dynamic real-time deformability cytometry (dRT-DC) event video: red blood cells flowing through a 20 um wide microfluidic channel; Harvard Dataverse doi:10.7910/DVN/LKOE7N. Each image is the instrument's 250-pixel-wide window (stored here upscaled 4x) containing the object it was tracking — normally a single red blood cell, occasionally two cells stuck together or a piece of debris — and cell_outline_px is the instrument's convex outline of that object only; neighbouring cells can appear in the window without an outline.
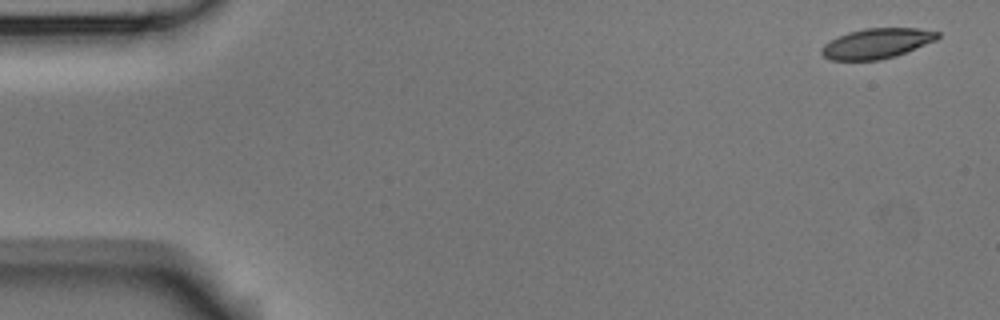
{"species": "Egyptian fruit bat (a non-hibernating species)", "species_latin": "Rousettus aegyptiacus", "temperature_condition": "room temperature", "stored_images_in_passage": 6, "camera_frame_rate_fps": 3000, "um_per_image_px": 0.085, "animal": {"sex": "male"}, "frame": {"image": 1, "passage_image": 1, "time_ms": 0.0, "image_size_px": [1000, 320], "cell_outline_px": [[940, 36], [936, 40], [896, 56], [880, 60], [832, 60], [824, 56], [820, 52], [820, 48], [824, 44], [848, 32], [864, 28], [916, 28], [940, 32]], "centroid_in_image_um": [74.53, 3.69], "position_along_channel_um": 10.5, "area_um2": 20.29}}
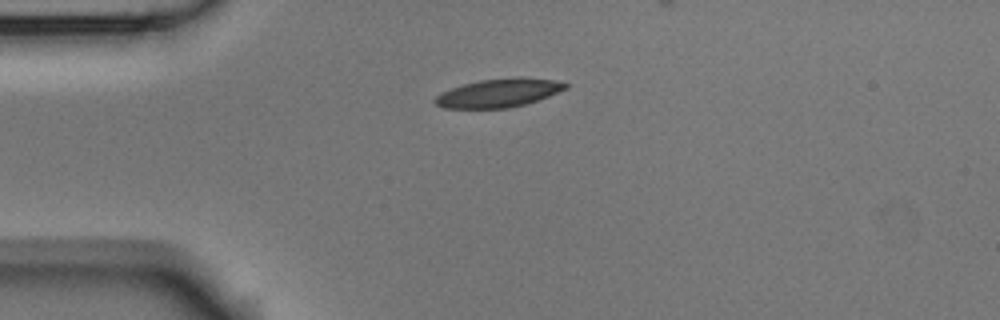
{"frame": {"image": 2, "passage_image": 4, "time_ms": 1.0, "image_size_px": [1000, 320], "cell_outline_px": [[568, 88], [548, 96], [524, 104], [508, 108], [444, 108], [436, 104], [432, 100], [440, 92], [464, 84], [480, 80], [552, 80], [568, 84]], "centroid_in_image_um": [42.28, 7.95], "position_along_channel_um": 42.7, "area_um2": 20.52}}